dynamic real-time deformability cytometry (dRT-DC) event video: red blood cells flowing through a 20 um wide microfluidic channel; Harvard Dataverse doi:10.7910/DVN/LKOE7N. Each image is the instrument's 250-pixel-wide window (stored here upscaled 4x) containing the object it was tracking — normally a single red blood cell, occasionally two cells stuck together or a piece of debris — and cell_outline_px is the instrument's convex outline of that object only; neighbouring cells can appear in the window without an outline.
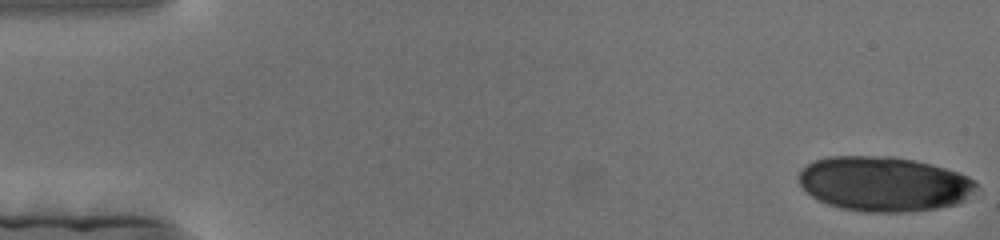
{"species": "human", "species_latin": "Homo sapiens", "temperature_condition": "cold", "stored_images_in_passage": 54, "camera_frame_rate_fps": 3000, "um_per_image_px": 0.085, "donor": {"sex": "female"}, "frame": {"image": 1, "passage_image": 1, "time_ms": 0.0, "image_size_px": [1000, 240], "cell_outline_px": [[980, 188], [964, 200], [956, 204], [936, 208], [904, 212], [864, 212], [840, 208], [828, 204], [812, 196], [800, 184], [800, 172], [808, 164], [816, 160], [828, 156], [892, 156], [932, 164], [968, 176]], "centroid_in_image_um": [75.16, 15.63], "position_along_channel_um": 9.8, "area_um2": 56.41}}